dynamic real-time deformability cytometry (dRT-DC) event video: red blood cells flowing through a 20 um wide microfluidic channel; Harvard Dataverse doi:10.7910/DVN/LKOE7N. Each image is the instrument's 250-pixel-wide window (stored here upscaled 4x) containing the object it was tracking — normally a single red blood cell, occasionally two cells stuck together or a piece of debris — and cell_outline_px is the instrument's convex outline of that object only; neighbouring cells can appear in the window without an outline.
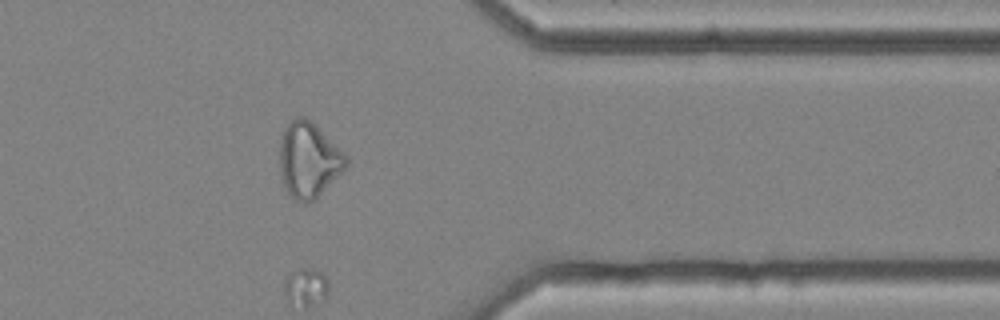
{"species": "common noctule bat (a hibernating species)", "species_latin": "Nyctalus noctula", "temperature_condition": "cold", "stored_images_in_passage": 58, "camera_frame_rate_fps": 3000, "um_per_image_px": 0.085, "animal": {"sex": "female", "body_mass_g": 25.1}, "frame": {"image": 1, "passage_image": 47, "time_ms": 15.333, "image_size_px": [1000, 320], "cell_outline_px": [[348, 164], [312, 200], [304, 204], [296, 200], [288, 192], [284, 184], [280, 168], [280, 136], [284, 128], [292, 120], [300, 116], [304, 116], [316, 124], [344, 152], [348, 160]], "centroid_in_image_um": [26.22, 13.54], "position_along_channel_um": 385.2, "area_um2": 28.55}}